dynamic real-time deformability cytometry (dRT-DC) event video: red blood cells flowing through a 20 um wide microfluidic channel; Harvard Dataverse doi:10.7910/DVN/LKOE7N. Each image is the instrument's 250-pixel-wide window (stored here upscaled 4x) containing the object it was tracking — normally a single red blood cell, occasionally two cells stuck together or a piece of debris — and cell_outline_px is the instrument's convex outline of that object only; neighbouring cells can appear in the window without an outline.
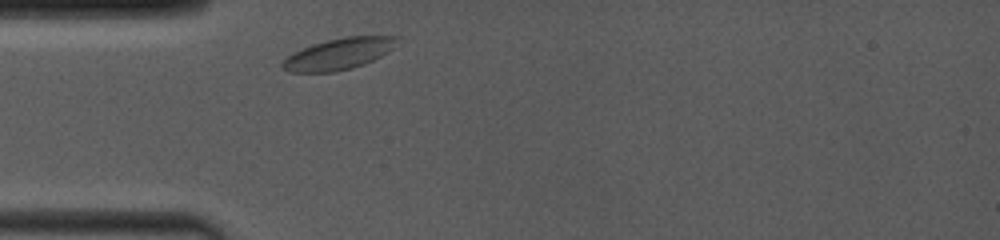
{"species": "common noctule bat (a hibernating species)", "species_latin": "Nyctalus noctula", "temperature_condition": "room temperature", "stored_images_in_passage": 7, "camera_frame_rate_fps": 4000, "um_per_image_px": 0.085, "animal": {"sex": "female", "body_mass_g": 19.0, "forearm_length_mm": 53.3}, "frame": {"image": 1, "passage_image": 1, "time_ms": 0.0, "image_size_px": [1000, 240], "cell_outline_px": [[400, 36], [392, 48], [380, 56], [364, 64], [352, 68], [332, 72], [292, 72], [280, 68], [280, 64], [288, 56], [304, 48], [328, 40], [344, 36]], "centroid_in_image_um": [28.79, 4.59], "position_along_channel_um": 56.2, "area_um2": 20.52}}
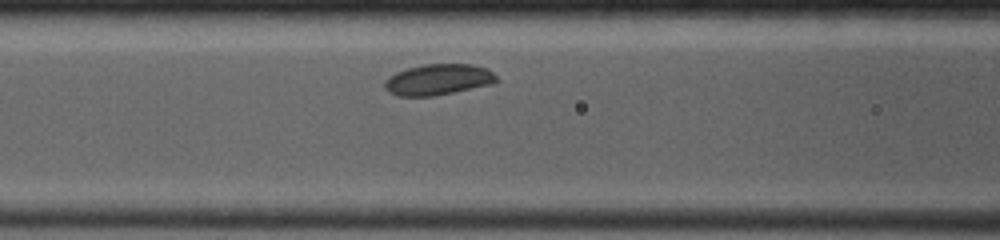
{"frame": {"image": 2, "passage_image": 5, "time_ms": 2.0, "image_size_px": [1000, 240], "cell_outline_px": [[500, 80], [492, 84], [432, 96], [400, 96], [388, 92], [384, 88], [384, 80], [388, 76], [396, 72], [408, 68], [424, 64], [472, 64], [488, 68]], "centroid_in_image_um": [37.24, 6.75], "position_along_channel_um": 129.4, "area_um2": 20.23}}
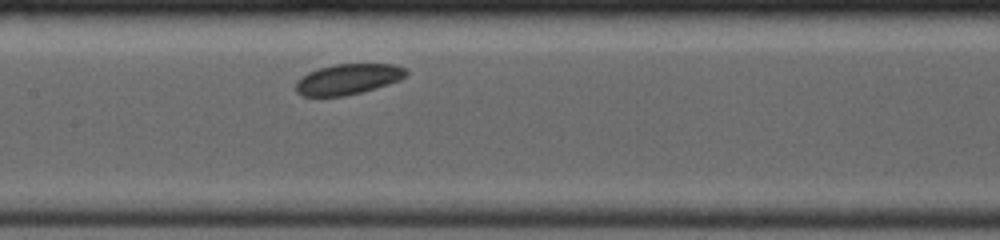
{"frame": {"image": 3, "passage_image": 7, "time_ms": 3.25, "image_size_px": [1000, 240], "cell_outline_px": [[408, 72], [400, 80], [388, 84], [360, 92], [344, 96], [304, 96], [296, 92], [296, 80], [300, 76], [308, 72], [320, 68], [336, 64], [396, 64], [408, 68]], "centroid_in_image_um": [29.58, 6.72], "position_along_channel_um": 177.8, "area_um2": 19.65}}